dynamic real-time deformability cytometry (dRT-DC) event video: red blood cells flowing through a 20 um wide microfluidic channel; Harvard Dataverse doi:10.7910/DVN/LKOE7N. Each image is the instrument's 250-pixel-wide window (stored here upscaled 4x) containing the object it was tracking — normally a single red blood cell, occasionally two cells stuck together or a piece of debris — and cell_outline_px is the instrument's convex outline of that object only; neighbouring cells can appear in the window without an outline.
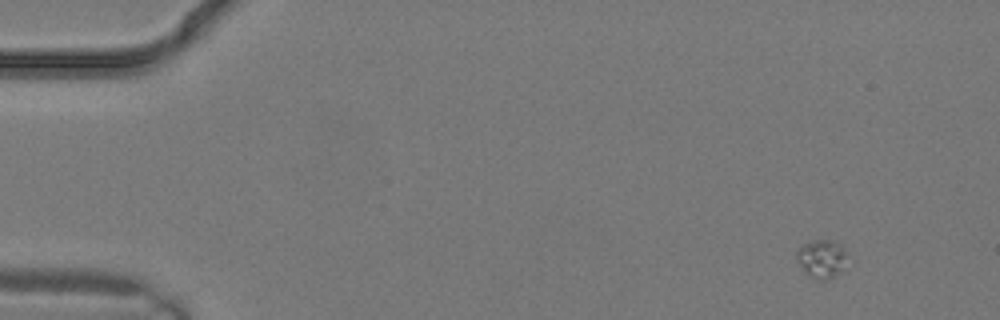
{"species": "common noctule bat (a hibernating species)", "species_latin": "Nyctalus noctula", "temperature_condition": "warm", "stored_images_in_passage": 3, "camera_frame_rate_fps": 3000, "um_per_image_px": 0.085, "animal": {"sex": "male", "body_mass_g": 19.2, "forearm_length_mm": 51.8}, "frame": {"image": 1, "passage_image": 1, "time_ms": 0.0, "image_size_px": [1000, 320], "cell_outline_px": [[844, 256], [840, 272], [824, 280], [816, 280], [808, 276], [804, 272], [796, 260], [796, 252], [804, 244], [812, 240], [832, 240], [840, 244], [844, 252]], "centroid_in_image_um": [69.75, 22.0], "position_along_channel_um": 15.2, "area_um2": 10.92}}